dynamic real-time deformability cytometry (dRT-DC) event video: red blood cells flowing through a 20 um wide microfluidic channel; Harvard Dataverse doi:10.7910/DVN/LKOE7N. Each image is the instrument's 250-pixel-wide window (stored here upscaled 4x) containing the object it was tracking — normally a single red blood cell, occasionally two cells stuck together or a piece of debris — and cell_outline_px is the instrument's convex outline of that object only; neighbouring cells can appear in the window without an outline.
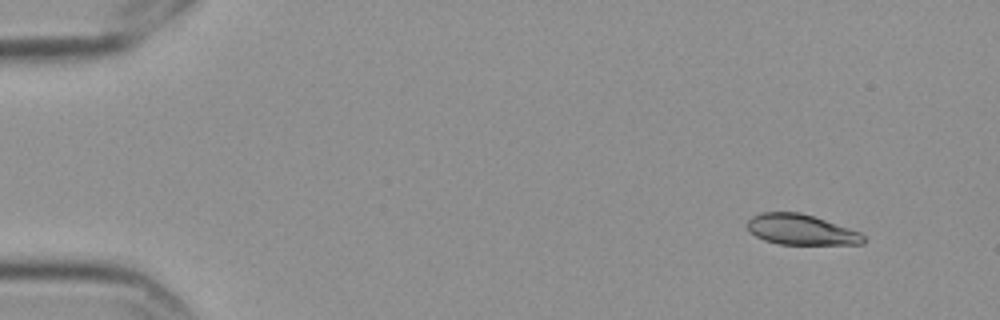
{"species": "Egyptian fruit bat (a non-hibernating species)", "species_latin": "Rousettus aegyptiacus", "temperature_condition": "cold", "stored_images_in_passage": 8, "camera_frame_rate_fps": 3000, "um_per_image_px": 0.085, "frame": {"image": 1, "passage_image": 1, "time_ms": 0.0, "image_size_px": [1000, 320], "cell_outline_px": [[864, 244], [780, 244], [764, 240], [756, 236], [748, 228], [748, 220], [752, 216], [760, 212], [800, 212], [860, 232], [864, 236]], "centroid_in_image_um": [68.07, 19.52], "position_along_channel_um": 16.9, "area_um2": 20.29}}
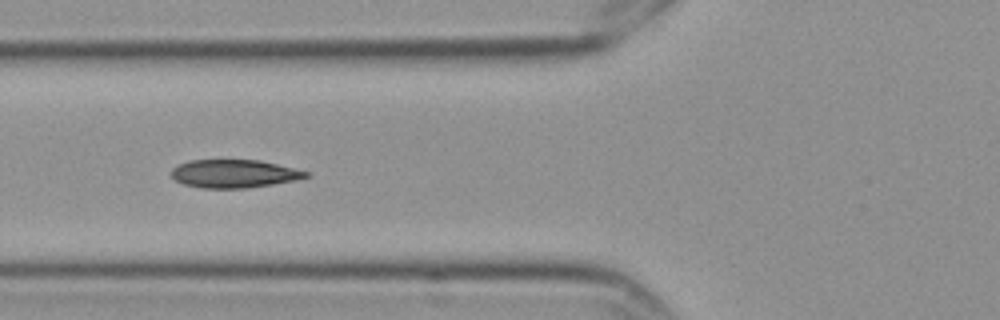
{"frame": {"image": 2, "passage_image": 6, "time_ms": 1.667, "image_size_px": [1000, 320], "cell_outline_px": [[308, 176], [296, 180], [272, 184], [244, 188], [200, 188], [184, 184], [176, 180], [172, 176], [172, 168], [188, 160], [260, 160], [308, 172]], "centroid_in_image_um": [19.86, 14.76], "position_along_channel_um": 105.9, "area_um2": 21.79}}
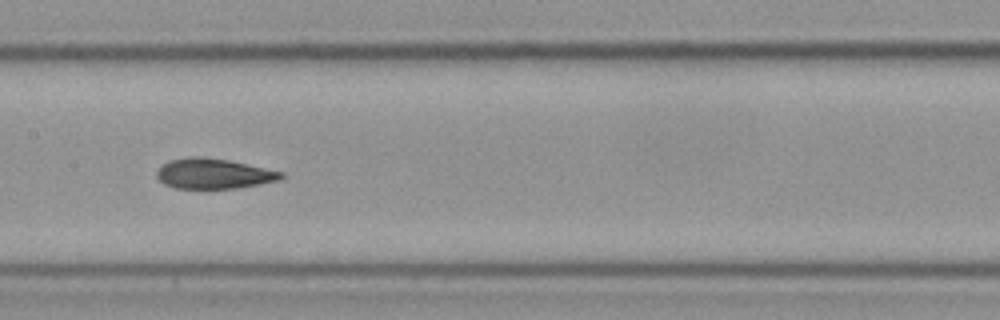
{"frame": {"image": 3, "passage_image": 8, "time_ms": 2.333, "image_size_px": [1000, 320], "cell_outline_px": [[284, 176], [280, 180], [236, 188], [176, 188], [164, 184], [156, 176], [156, 172], [168, 160], [192, 156], [196, 156], [228, 160], [284, 172]], "centroid_in_image_um": [18.15, 14.76], "position_along_channel_um": 189.2, "area_um2": 21.68}}